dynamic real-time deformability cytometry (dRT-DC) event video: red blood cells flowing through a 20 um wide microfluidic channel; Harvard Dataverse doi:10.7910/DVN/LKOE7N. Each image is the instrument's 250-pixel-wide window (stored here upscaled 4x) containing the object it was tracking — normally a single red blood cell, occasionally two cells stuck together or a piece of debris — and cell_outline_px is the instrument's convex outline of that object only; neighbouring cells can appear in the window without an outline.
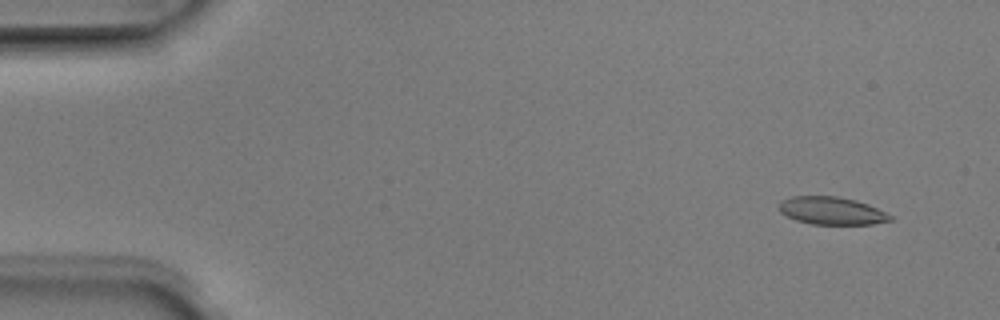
{"species": "Egyptian fruit bat (a non-hibernating species)", "species_latin": "Rousettus aegyptiacus", "temperature_condition": "room temperature", "stored_images_in_passage": 5, "camera_frame_rate_fps": 3000, "um_per_image_px": 0.085, "animal": {"sex": "male"}, "frame": {"image": 1, "passage_image": 2, "time_ms": 0.333, "image_size_px": [1000, 320], "cell_outline_px": [[892, 220], [872, 224], [812, 224], [796, 220], [780, 212], [780, 200], [792, 196], [836, 196], [856, 200], [868, 204], [892, 216]], "centroid_in_image_um": [70.68, 17.91], "position_along_channel_um": 14.3, "area_um2": 17.8}}
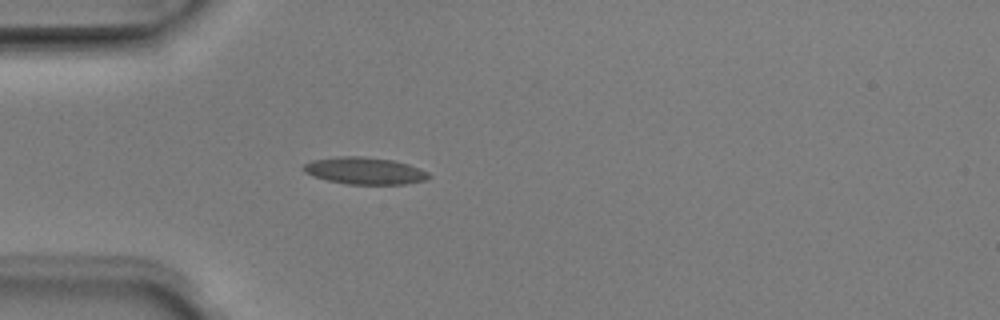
{"frame": {"image": 2, "passage_image": 5, "time_ms": 1.333, "image_size_px": [1000, 320], "cell_outline_px": [[432, 176], [428, 180], [404, 184], [348, 184], [328, 180], [312, 176], [304, 172], [300, 168], [304, 164], [312, 160], [336, 156], [364, 156], [392, 160], [408, 164], [428, 172]], "centroid_in_image_um": [30.98, 14.51], "position_along_channel_um": 54.0, "area_um2": 19.88}}